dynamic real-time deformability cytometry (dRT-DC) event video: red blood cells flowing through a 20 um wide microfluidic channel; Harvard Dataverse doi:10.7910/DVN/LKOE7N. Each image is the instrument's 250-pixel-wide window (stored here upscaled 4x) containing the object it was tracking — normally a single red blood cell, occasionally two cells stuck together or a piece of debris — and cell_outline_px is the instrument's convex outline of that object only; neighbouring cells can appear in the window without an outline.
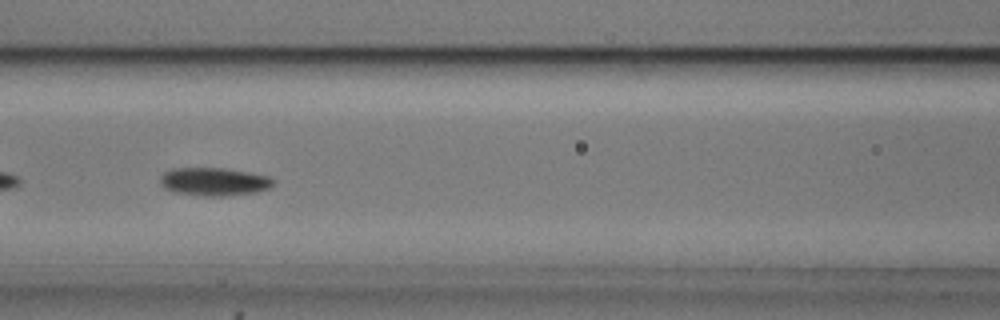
{"species": "common noctule bat (a hibernating species)", "species_latin": "Nyctalus noctula", "temperature_condition": "cold", "stored_images_in_passage": 6, "camera_frame_rate_fps": 3000, "um_per_image_px": 0.085, "animal": {"sex": "male", "body_mass_g": 20.5, "forearm_length_mm": 52.5}, "frame": {"image": 1, "passage_image": 6, "time_ms": 1.667, "image_size_px": [1000, 320], "cell_outline_px": [[276, 180], [268, 188], [256, 192], [224, 196], [204, 196], [172, 192], [164, 188], [160, 184], [160, 176], [164, 172], [172, 168], [224, 168], [252, 172], [268, 176]], "centroid_in_image_um": [18.17, 15.43], "position_along_channel_um": 148.4, "area_um2": 18.73}}